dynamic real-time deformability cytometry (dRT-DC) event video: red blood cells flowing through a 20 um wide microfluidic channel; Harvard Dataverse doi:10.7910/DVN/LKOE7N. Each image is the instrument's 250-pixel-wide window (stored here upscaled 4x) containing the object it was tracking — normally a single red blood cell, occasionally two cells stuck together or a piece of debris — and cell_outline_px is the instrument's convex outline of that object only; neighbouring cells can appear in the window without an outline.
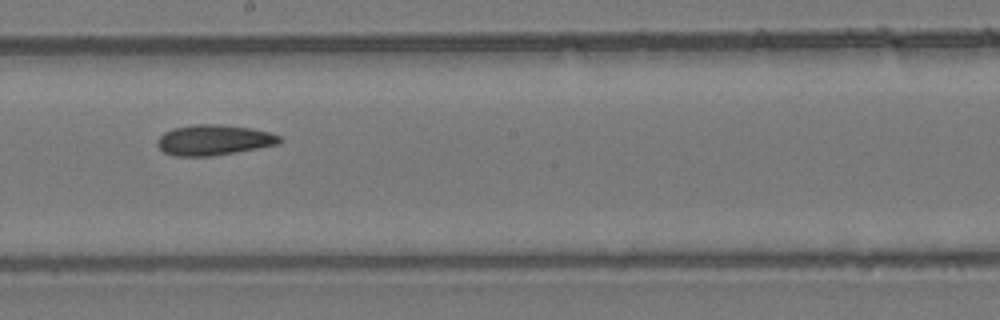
{"species": "common noctule bat (a hibernating species)", "species_latin": "Nyctalus noctula", "temperature_condition": "room temperature", "stored_images_in_passage": 8, "camera_frame_rate_fps": 3000, "um_per_image_px": 0.085, "animal": {"sex": "female", "body_mass_g": 24.6, "forearm_length_mm": 56.2}, "frame": {"image": 1, "passage_image": 8, "time_ms": 2.333, "image_size_px": [1000, 320], "cell_outline_px": [[284, 140], [280, 144], [208, 156], [172, 156], [164, 152], [156, 144], [156, 140], [164, 132], [172, 128], [196, 124], [220, 124], [252, 128], [268, 132], [280, 136]], "centroid_in_image_um": [18.15, 11.89], "position_along_channel_um": 230.0, "area_um2": 21.68}}